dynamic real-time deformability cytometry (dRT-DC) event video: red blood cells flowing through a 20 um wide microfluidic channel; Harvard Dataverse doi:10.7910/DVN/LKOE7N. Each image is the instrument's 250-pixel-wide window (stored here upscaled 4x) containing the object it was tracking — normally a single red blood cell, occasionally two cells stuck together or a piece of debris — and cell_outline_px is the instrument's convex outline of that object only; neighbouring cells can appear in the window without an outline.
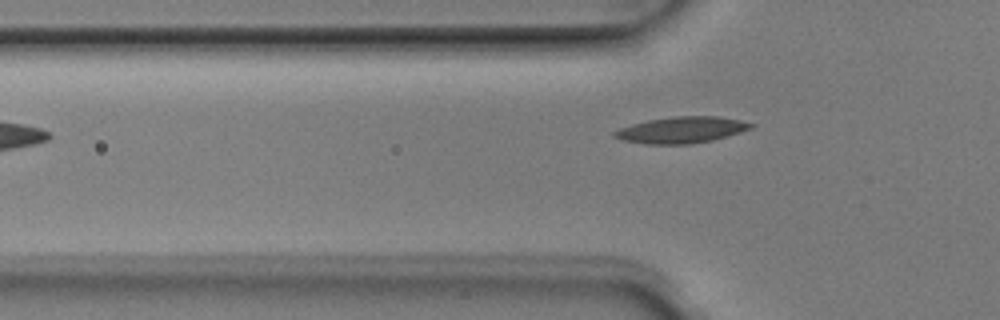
{"species": "Egyptian fruit bat (a non-hibernating species)", "species_latin": "Rousettus aegyptiacus", "temperature_condition": "room temperature", "stored_images_in_passage": 5, "camera_frame_rate_fps": 3000, "um_per_image_px": 0.085, "animal": {"sex": "male"}, "frame": {"image": 1, "passage_image": 5, "time_ms": 1.333, "image_size_px": [1000, 320], "cell_outline_px": [[756, 124], [752, 128], [740, 132], [712, 140], [688, 144], [644, 144], [620, 140], [612, 136], [612, 132], [620, 128], [632, 124], [648, 120], [672, 116], [720, 116], [740, 120]], "centroid_in_image_um": [57.9, 11.04], "position_along_channel_um": 67.9, "area_um2": 21.04}}